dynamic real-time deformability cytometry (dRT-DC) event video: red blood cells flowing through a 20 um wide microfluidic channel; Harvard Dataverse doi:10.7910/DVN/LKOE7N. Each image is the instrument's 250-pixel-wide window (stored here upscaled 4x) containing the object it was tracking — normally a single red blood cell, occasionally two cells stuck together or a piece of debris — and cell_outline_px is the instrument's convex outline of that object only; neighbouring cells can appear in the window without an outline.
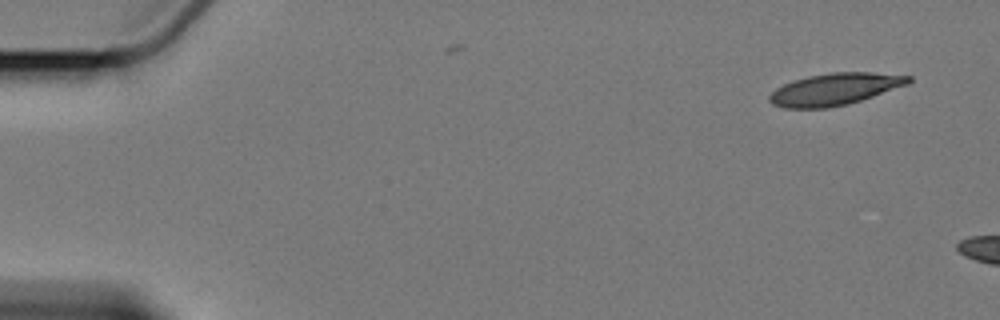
{"species": "Egyptian fruit bat (a non-hibernating species)", "species_latin": "Rousettus aegyptiacus", "temperature_condition": "cold", "stored_images_in_passage": 3, "camera_frame_rate_fps": 3000, "um_per_image_px": 0.085, "animal": {"sex": "female"}, "frame": {"image": 1, "passage_image": 1, "time_ms": 0.0, "image_size_px": [1000, 320], "cell_outline_px": [[912, 80], [908, 84], [848, 104], [828, 108], [784, 108], [772, 104], [768, 100], [768, 96], [776, 88], [792, 80], [808, 76], [832, 72], [872, 72], [912, 76]], "centroid_in_image_um": [70.93, 7.58], "position_along_channel_um": 14.1, "area_um2": 25.84}}